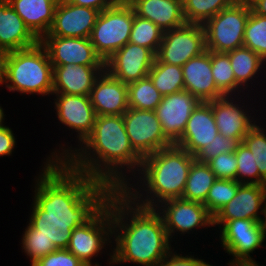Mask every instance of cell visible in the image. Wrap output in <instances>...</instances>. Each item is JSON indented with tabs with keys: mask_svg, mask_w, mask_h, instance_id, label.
<instances>
[{
	"mask_svg": "<svg viewBox=\"0 0 266 266\" xmlns=\"http://www.w3.org/2000/svg\"><path fill=\"white\" fill-rule=\"evenodd\" d=\"M44 163L36 177L28 225L57 249H67L72 231L87 222L114 190L73 170L65 161Z\"/></svg>",
	"mask_w": 266,
	"mask_h": 266,
	"instance_id": "cell-1",
	"label": "cell"
},
{
	"mask_svg": "<svg viewBox=\"0 0 266 266\" xmlns=\"http://www.w3.org/2000/svg\"><path fill=\"white\" fill-rule=\"evenodd\" d=\"M80 146H61L62 153L53 151L47 161H65L73 170L113 190H122L129 183L125 169L136 175L142 164L143 158L131 146L123 115L96 116L92 133Z\"/></svg>",
	"mask_w": 266,
	"mask_h": 266,
	"instance_id": "cell-2",
	"label": "cell"
},
{
	"mask_svg": "<svg viewBox=\"0 0 266 266\" xmlns=\"http://www.w3.org/2000/svg\"><path fill=\"white\" fill-rule=\"evenodd\" d=\"M109 206L116 245L109 264L157 266L172 250V240L155 208L136 205L122 190L109 195Z\"/></svg>",
	"mask_w": 266,
	"mask_h": 266,
	"instance_id": "cell-3",
	"label": "cell"
},
{
	"mask_svg": "<svg viewBox=\"0 0 266 266\" xmlns=\"http://www.w3.org/2000/svg\"><path fill=\"white\" fill-rule=\"evenodd\" d=\"M194 160L195 157L187 150L174 144L161 149L143 158L140 172H136L139 174L137 180L142 179L140 185L139 182L134 185L129 182L122 192L136 205L144 208H155L166 200L181 198ZM135 185L140 187V191Z\"/></svg>",
	"mask_w": 266,
	"mask_h": 266,
	"instance_id": "cell-4",
	"label": "cell"
},
{
	"mask_svg": "<svg viewBox=\"0 0 266 266\" xmlns=\"http://www.w3.org/2000/svg\"><path fill=\"white\" fill-rule=\"evenodd\" d=\"M2 84L21 94L52 95L53 66L40 41L32 47L8 52Z\"/></svg>",
	"mask_w": 266,
	"mask_h": 266,
	"instance_id": "cell-5",
	"label": "cell"
},
{
	"mask_svg": "<svg viewBox=\"0 0 266 266\" xmlns=\"http://www.w3.org/2000/svg\"><path fill=\"white\" fill-rule=\"evenodd\" d=\"M133 21L134 10L127 0L100 12L89 39L103 62L129 42Z\"/></svg>",
	"mask_w": 266,
	"mask_h": 266,
	"instance_id": "cell-6",
	"label": "cell"
},
{
	"mask_svg": "<svg viewBox=\"0 0 266 266\" xmlns=\"http://www.w3.org/2000/svg\"><path fill=\"white\" fill-rule=\"evenodd\" d=\"M250 11L248 0H236L231 6L210 18L203 25L206 50L227 53L243 46L245 26Z\"/></svg>",
	"mask_w": 266,
	"mask_h": 266,
	"instance_id": "cell-7",
	"label": "cell"
},
{
	"mask_svg": "<svg viewBox=\"0 0 266 266\" xmlns=\"http://www.w3.org/2000/svg\"><path fill=\"white\" fill-rule=\"evenodd\" d=\"M112 236V214L108 197L107 202L87 222L72 231L67 249L86 266H100L97 262L92 263V257H97L106 245L113 243Z\"/></svg>",
	"mask_w": 266,
	"mask_h": 266,
	"instance_id": "cell-8",
	"label": "cell"
},
{
	"mask_svg": "<svg viewBox=\"0 0 266 266\" xmlns=\"http://www.w3.org/2000/svg\"><path fill=\"white\" fill-rule=\"evenodd\" d=\"M220 229L221 246L233 260L230 266L256 264L250 256L263 246L266 239V222L252 219H235L225 222Z\"/></svg>",
	"mask_w": 266,
	"mask_h": 266,
	"instance_id": "cell-9",
	"label": "cell"
},
{
	"mask_svg": "<svg viewBox=\"0 0 266 266\" xmlns=\"http://www.w3.org/2000/svg\"><path fill=\"white\" fill-rule=\"evenodd\" d=\"M204 51H206L204 26L185 23L163 32L155 61L182 67L188 60L201 55Z\"/></svg>",
	"mask_w": 266,
	"mask_h": 266,
	"instance_id": "cell-10",
	"label": "cell"
},
{
	"mask_svg": "<svg viewBox=\"0 0 266 266\" xmlns=\"http://www.w3.org/2000/svg\"><path fill=\"white\" fill-rule=\"evenodd\" d=\"M123 119L131 146L142 158L174 144L164 134L155 111L129 108Z\"/></svg>",
	"mask_w": 266,
	"mask_h": 266,
	"instance_id": "cell-11",
	"label": "cell"
},
{
	"mask_svg": "<svg viewBox=\"0 0 266 266\" xmlns=\"http://www.w3.org/2000/svg\"><path fill=\"white\" fill-rule=\"evenodd\" d=\"M155 210L162 217L169 239L175 232L189 234L201 227H213V216L199 202L183 198L169 199L156 206Z\"/></svg>",
	"mask_w": 266,
	"mask_h": 266,
	"instance_id": "cell-12",
	"label": "cell"
},
{
	"mask_svg": "<svg viewBox=\"0 0 266 266\" xmlns=\"http://www.w3.org/2000/svg\"><path fill=\"white\" fill-rule=\"evenodd\" d=\"M155 58L151 49L128 42L104 62V69L128 85L146 78Z\"/></svg>",
	"mask_w": 266,
	"mask_h": 266,
	"instance_id": "cell-13",
	"label": "cell"
},
{
	"mask_svg": "<svg viewBox=\"0 0 266 266\" xmlns=\"http://www.w3.org/2000/svg\"><path fill=\"white\" fill-rule=\"evenodd\" d=\"M39 41L53 67L66 64L104 66L89 38L43 36Z\"/></svg>",
	"mask_w": 266,
	"mask_h": 266,
	"instance_id": "cell-14",
	"label": "cell"
},
{
	"mask_svg": "<svg viewBox=\"0 0 266 266\" xmlns=\"http://www.w3.org/2000/svg\"><path fill=\"white\" fill-rule=\"evenodd\" d=\"M260 210V214H259ZM261 213L264 215L261 218ZM252 219L266 222V186L242 184L234 198L213 217V227H221L228 220Z\"/></svg>",
	"mask_w": 266,
	"mask_h": 266,
	"instance_id": "cell-15",
	"label": "cell"
},
{
	"mask_svg": "<svg viewBox=\"0 0 266 266\" xmlns=\"http://www.w3.org/2000/svg\"><path fill=\"white\" fill-rule=\"evenodd\" d=\"M201 101L187 90L163 96L155 113L164 134L175 143L183 134L192 111Z\"/></svg>",
	"mask_w": 266,
	"mask_h": 266,
	"instance_id": "cell-16",
	"label": "cell"
},
{
	"mask_svg": "<svg viewBox=\"0 0 266 266\" xmlns=\"http://www.w3.org/2000/svg\"><path fill=\"white\" fill-rule=\"evenodd\" d=\"M99 14V10L59 0L53 24L44 36L89 38Z\"/></svg>",
	"mask_w": 266,
	"mask_h": 266,
	"instance_id": "cell-17",
	"label": "cell"
},
{
	"mask_svg": "<svg viewBox=\"0 0 266 266\" xmlns=\"http://www.w3.org/2000/svg\"><path fill=\"white\" fill-rule=\"evenodd\" d=\"M52 94L56 95L54 107L58 120L77 132L79 145H81L92 133L97 116L91 104L90 97L63 93Z\"/></svg>",
	"mask_w": 266,
	"mask_h": 266,
	"instance_id": "cell-18",
	"label": "cell"
},
{
	"mask_svg": "<svg viewBox=\"0 0 266 266\" xmlns=\"http://www.w3.org/2000/svg\"><path fill=\"white\" fill-rule=\"evenodd\" d=\"M218 133L212 113V101L201 102L192 111L183 134L174 145L187 150L195 157Z\"/></svg>",
	"mask_w": 266,
	"mask_h": 266,
	"instance_id": "cell-19",
	"label": "cell"
},
{
	"mask_svg": "<svg viewBox=\"0 0 266 266\" xmlns=\"http://www.w3.org/2000/svg\"><path fill=\"white\" fill-rule=\"evenodd\" d=\"M89 97L97 116L123 115L129 109L127 84L105 69L94 82Z\"/></svg>",
	"mask_w": 266,
	"mask_h": 266,
	"instance_id": "cell-20",
	"label": "cell"
},
{
	"mask_svg": "<svg viewBox=\"0 0 266 266\" xmlns=\"http://www.w3.org/2000/svg\"><path fill=\"white\" fill-rule=\"evenodd\" d=\"M234 100L232 95L212 100V113L219 134L237 139L241 143L256 121L249 115L250 111L246 110L245 105L240 107Z\"/></svg>",
	"mask_w": 266,
	"mask_h": 266,
	"instance_id": "cell-21",
	"label": "cell"
},
{
	"mask_svg": "<svg viewBox=\"0 0 266 266\" xmlns=\"http://www.w3.org/2000/svg\"><path fill=\"white\" fill-rule=\"evenodd\" d=\"M184 88L201 102H209L225 95L217 88L211 71V51L191 58L183 66Z\"/></svg>",
	"mask_w": 266,
	"mask_h": 266,
	"instance_id": "cell-22",
	"label": "cell"
},
{
	"mask_svg": "<svg viewBox=\"0 0 266 266\" xmlns=\"http://www.w3.org/2000/svg\"><path fill=\"white\" fill-rule=\"evenodd\" d=\"M104 66L59 65L53 67V93L89 96Z\"/></svg>",
	"mask_w": 266,
	"mask_h": 266,
	"instance_id": "cell-23",
	"label": "cell"
},
{
	"mask_svg": "<svg viewBox=\"0 0 266 266\" xmlns=\"http://www.w3.org/2000/svg\"><path fill=\"white\" fill-rule=\"evenodd\" d=\"M135 15L155 23L163 31L186 23L182 0H127Z\"/></svg>",
	"mask_w": 266,
	"mask_h": 266,
	"instance_id": "cell-24",
	"label": "cell"
},
{
	"mask_svg": "<svg viewBox=\"0 0 266 266\" xmlns=\"http://www.w3.org/2000/svg\"><path fill=\"white\" fill-rule=\"evenodd\" d=\"M38 42L9 2L0 0V47L10 52L32 47Z\"/></svg>",
	"mask_w": 266,
	"mask_h": 266,
	"instance_id": "cell-25",
	"label": "cell"
},
{
	"mask_svg": "<svg viewBox=\"0 0 266 266\" xmlns=\"http://www.w3.org/2000/svg\"><path fill=\"white\" fill-rule=\"evenodd\" d=\"M7 1L39 40L49 32L59 0Z\"/></svg>",
	"mask_w": 266,
	"mask_h": 266,
	"instance_id": "cell-26",
	"label": "cell"
},
{
	"mask_svg": "<svg viewBox=\"0 0 266 266\" xmlns=\"http://www.w3.org/2000/svg\"><path fill=\"white\" fill-rule=\"evenodd\" d=\"M227 53L229 54L235 80L245 90L250 84L248 82L254 81L253 77L256 78L255 75L259 74L260 69L265 68V61L257 53L245 46L238 47ZM244 86L246 87L244 88Z\"/></svg>",
	"mask_w": 266,
	"mask_h": 266,
	"instance_id": "cell-27",
	"label": "cell"
},
{
	"mask_svg": "<svg viewBox=\"0 0 266 266\" xmlns=\"http://www.w3.org/2000/svg\"><path fill=\"white\" fill-rule=\"evenodd\" d=\"M216 180L215 174L206 162L193 161L181 198L204 203L210 188Z\"/></svg>",
	"mask_w": 266,
	"mask_h": 266,
	"instance_id": "cell-28",
	"label": "cell"
},
{
	"mask_svg": "<svg viewBox=\"0 0 266 266\" xmlns=\"http://www.w3.org/2000/svg\"><path fill=\"white\" fill-rule=\"evenodd\" d=\"M148 77L162 96L185 90L181 66L154 61Z\"/></svg>",
	"mask_w": 266,
	"mask_h": 266,
	"instance_id": "cell-29",
	"label": "cell"
},
{
	"mask_svg": "<svg viewBox=\"0 0 266 266\" xmlns=\"http://www.w3.org/2000/svg\"><path fill=\"white\" fill-rule=\"evenodd\" d=\"M236 0H182L186 23L204 25L222 9L231 6Z\"/></svg>",
	"mask_w": 266,
	"mask_h": 266,
	"instance_id": "cell-30",
	"label": "cell"
},
{
	"mask_svg": "<svg viewBox=\"0 0 266 266\" xmlns=\"http://www.w3.org/2000/svg\"><path fill=\"white\" fill-rule=\"evenodd\" d=\"M211 71L215 85L225 96L233 95L236 91V94H241L239 89L242 87L235 80L228 53L211 51Z\"/></svg>",
	"mask_w": 266,
	"mask_h": 266,
	"instance_id": "cell-31",
	"label": "cell"
},
{
	"mask_svg": "<svg viewBox=\"0 0 266 266\" xmlns=\"http://www.w3.org/2000/svg\"><path fill=\"white\" fill-rule=\"evenodd\" d=\"M129 108L154 111L162 100L151 79H140L127 85Z\"/></svg>",
	"mask_w": 266,
	"mask_h": 266,
	"instance_id": "cell-32",
	"label": "cell"
},
{
	"mask_svg": "<svg viewBox=\"0 0 266 266\" xmlns=\"http://www.w3.org/2000/svg\"><path fill=\"white\" fill-rule=\"evenodd\" d=\"M163 30L148 19L134 13L129 42L151 49L155 54L162 42Z\"/></svg>",
	"mask_w": 266,
	"mask_h": 266,
	"instance_id": "cell-33",
	"label": "cell"
},
{
	"mask_svg": "<svg viewBox=\"0 0 266 266\" xmlns=\"http://www.w3.org/2000/svg\"><path fill=\"white\" fill-rule=\"evenodd\" d=\"M243 46L266 62V17L256 14L252 9L245 26Z\"/></svg>",
	"mask_w": 266,
	"mask_h": 266,
	"instance_id": "cell-34",
	"label": "cell"
},
{
	"mask_svg": "<svg viewBox=\"0 0 266 266\" xmlns=\"http://www.w3.org/2000/svg\"><path fill=\"white\" fill-rule=\"evenodd\" d=\"M241 185L237 180L216 179L203 203L208 212L214 217L224 205L234 198Z\"/></svg>",
	"mask_w": 266,
	"mask_h": 266,
	"instance_id": "cell-35",
	"label": "cell"
},
{
	"mask_svg": "<svg viewBox=\"0 0 266 266\" xmlns=\"http://www.w3.org/2000/svg\"><path fill=\"white\" fill-rule=\"evenodd\" d=\"M237 159L236 180L241 184L265 185L266 180L260 175L250 149L241 142L235 151Z\"/></svg>",
	"mask_w": 266,
	"mask_h": 266,
	"instance_id": "cell-36",
	"label": "cell"
},
{
	"mask_svg": "<svg viewBox=\"0 0 266 266\" xmlns=\"http://www.w3.org/2000/svg\"><path fill=\"white\" fill-rule=\"evenodd\" d=\"M22 236V250L31 258V265L39 258L57 250L52 241H49L45 236L37 234L29 225H27Z\"/></svg>",
	"mask_w": 266,
	"mask_h": 266,
	"instance_id": "cell-37",
	"label": "cell"
},
{
	"mask_svg": "<svg viewBox=\"0 0 266 266\" xmlns=\"http://www.w3.org/2000/svg\"><path fill=\"white\" fill-rule=\"evenodd\" d=\"M266 130L255 124L246 134L243 143L250 149L260 175L266 180Z\"/></svg>",
	"mask_w": 266,
	"mask_h": 266,
	"instance_id": "cell-38",
	"label": "cell"
},
{
	"mask_svg": "<svg viewBox=\"0 0 266 266\" xmlns=\"http://www.w3.org/2000/svg\"><path fill=\"white\" fill-rule=\"evenodd\" d=\"M239 144L237 139L227 138L218 133L213 141L195 156V159L199 162H207L219 154L235 152Z\"/></svg>",
	"mask_w": 266,
	"mask_h": 266,
	"instance_id": "cell-39",
	"label": "cell"
},
{
	"mask_svg": "<svg viewBox=\"0 0 266 266\" xmlns=\"http://www.w3.org/2000/svg\"><path fill=\"white\" fill-rule=\"evenodd\" d=\"M216 179L236 180L237 159L235 152L222 153L206 162Z\"/></svg>",
	"mask_w": 266,
	"mask_h": 266,
	"instance_id": "cell-40",
	"label": "cell"
},
{
	"mask_svg": "<svg viewBox=\"0 0 266 266\" xmlns=\"http://www.w3.org/2000/svg\"><path fill=\"white\" fill-rule=\"evenodd\" d=\"M31 266H86L68 249H57L39 258Z\"/></svg>",
	"mask_w": 266,
	"mask_h": 266,
	"instance_id": "cell-41",
	"label": "cell"
},
{
	"mask_svg": "<svg viewBox=\"0 0 266 266\" xmlns=\"http://www.w3.org/2000/svg\"><path fill=\"white\" fill-rule=\"evenodd\" d=\"M157 266H213L206 263L202 259L195 258L194 256H184L177 254L172 250L166 255V257Z\"/></svg>",
	"mask_w": 266,
	"mask_h": 266,
	"instance_id": "cell-42",
	"label": "cell"
},
{
	"mask_svg": "<svg viewBox=\"0 0 266 266\" xmlns=\"http://www.w3.org/2000/svg\"><path fill=\"white\" fill-rule=\"evenodd\" d=\"M16 146V138L12 129L8 126L0 128V156H10Z\"/></svg>",
	"mask_w": 266,
	"mask_h": 266,
	"instance_id": "cell-43",
	"label": "cell"
},
{
	"mask_svg": "<svg viewBox=\"0 0 266 266\" xmlns=\"http://www.w3.org/2000/svg\"><path fill=\"white\" fill-rule=\"evenodd\" d=\"M67 1L73 5L88 7L99 10L101 12L104 9L122 3L124 0H67Z\"/></svg>",
	"mask_w": 266,
	"mask_h": 266,
	"instance_id": "cell-44",
	"label": "cell"
},
{
	"mask_svg": "<svg viewBox=\"0 0 266 266\" xmlns=\"http://www.w3.org/2000/svg\"><path fill=\"white\" fill-rule=\"evenodd\" d=\"M251 9L258 15L266 17V0H248Z\"/></svg>",
	"mask_w": 266,
	"mask_h": 266,
	"instance_id": "cell-45",
	"label": "cell"
},
{
	"mask_svg": "<svg viewBox=\"0 0 266 266\" xmlns=\"http://www.w3.org/2000/svg\"><path fill=\"white\" fill-rule=\"evenodd\" d=\"M8 52L0 47V83L3 79L4 72H5V62H6V57H7Z\"/></svg>",
	"mask_w": 266,
	"mask_h": 266,
	"instance_id": "cell-46",
	"label": "cell"
},
{
	"mask_svg": "<svg viewBox=\"0 0 266 266\" xmlns=\"http://www.w3.org/2000/svg\"><path fill=\"white\" fill-rule=\"evenodd\" d=\"M4 116L5 115H4L3 108L0 106V128L5 125V124H3V122L5 120V117Z\"/></svg>",
	"mask_w": 266,
	"mask_h": 266,
	"instance_id": "cell-47",
	"label": "cell"
},
{
	"mask_svg": "<svg viewBox=\"0 0 266 266\" xmlns=\"http://www.w3.org/2000/svg\"><path fill=\"white\" fill-rule=\"evenodd\" d=\"M236 266H260L258 263L256 264H248V265H236ZM264 266V265H263Z\"/></svg>",
	"mask_w": 266,
	"mask_h": 266,
	"instance_id": "cell-48",
	"label": "cell"
}]
</instances>
